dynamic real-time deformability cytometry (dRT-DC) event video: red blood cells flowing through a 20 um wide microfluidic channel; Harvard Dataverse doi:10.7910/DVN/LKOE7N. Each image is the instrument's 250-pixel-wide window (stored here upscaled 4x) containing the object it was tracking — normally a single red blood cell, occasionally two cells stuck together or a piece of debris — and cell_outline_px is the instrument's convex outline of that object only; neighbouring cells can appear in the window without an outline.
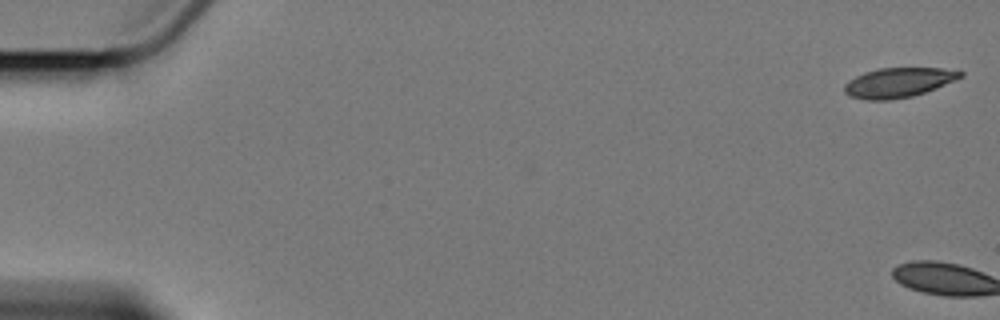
{"species": "Egyptian fruit bat (a non-hibernating species)", "species_latin": "Rousettus aegyptiacus", "temperature_condition": "cold", "stored_images_in_passage": 15, "camera_frame_rate_fps": 3000, "um_per_image_px": 0.085, "animal": {"sex": "female"}, "frame": {"image": 1, "passage_image": 1, "time_ms": 0.0, "image_size_px": [1000, 320], "cell_outline_px": [[964, 76], [936, 88], [912, 96], [892, 100], [864, 100], [848, 96], [844, 92], [844, 84], [848, 80], [864, 72], [880, 68], [940, 68], [964, 72]], "centroid_in_image_um": [76.32, 7.02], "position_along_channel_um": 8.7, "area_um2": 20.11}}
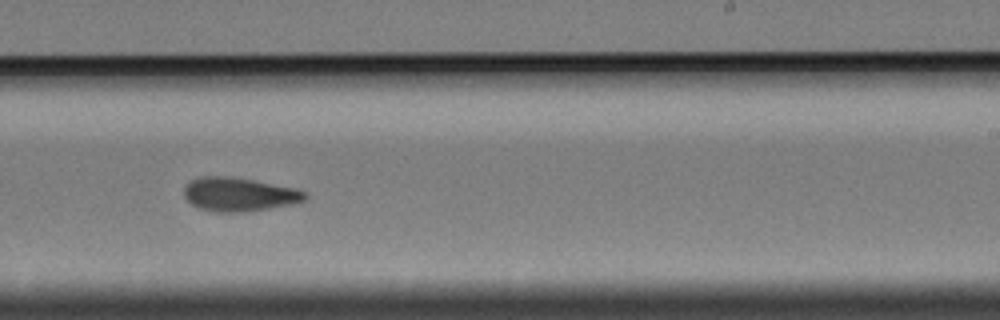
{"frame": {"image": 2, "passage_image": 11, "time_ms": 13.0, "image_size_px": [1000, 320], "cell_outline_px": [[308, 196], [304, 200], [292, 204], [244, 212], [212, 212], [196, 208], [184, 196], [184, 184], [200, 176], [228, 176], [252, 180], [296, 188], [308, 192]], "centroid_in_image_um": [20.29, 16.52], "position_along_channel_um": 268.7, "area_um2": 23.93}}
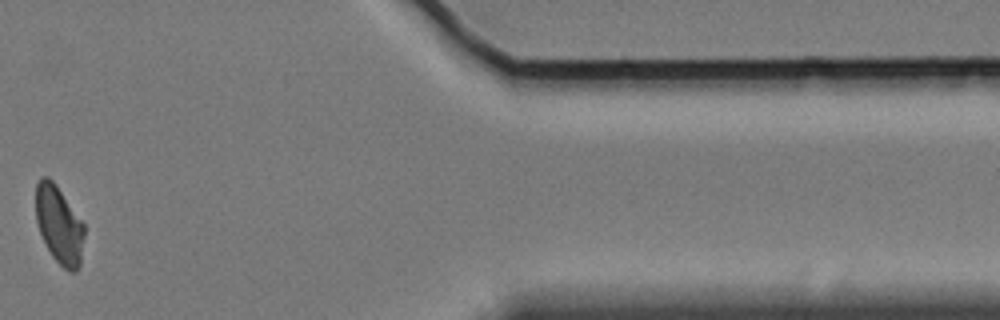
{"frame": {"image": 3, "passage_image": 15, "time_ms": 18.333, "image_size_px": [1000, 320], "cell_outline_px": [[84, 236], [80, 264], [76, 272], [68, 272], [52, 256], [40, 232], [36, 220], [36, 184], [40, 176], [48, 176], [56, 184], [84, 224]], "centroid_in_image_um": [5.02, 19.09], "position_along_channel_um": 406.4, "area_um2": 21.85}, "authors_computed_cell_mechanics": {"area_um2": 23.0622, "velocity_mm_per_s": 3.3689, "shape_relaxation_time_tau1_ms": null, "shape_relaxation_time_tau2_ms": 6.0741, "deformation_change_tau1": null, "deformation_change_tau2": 0.1153}}